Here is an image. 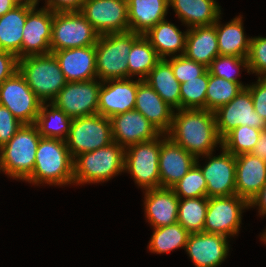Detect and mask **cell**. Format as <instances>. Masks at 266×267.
I'll return each mask as SVG.
<instances>
[{"instance_id": "cell-43", "label": "cell", "mask_w": 266, "mask_h": 267, "mask_svg": "<svg viewBox=\"0 0 266 267\" xmlns=\"http://www.w3.org/2000/svg\"><path fill=\"white\" fill-rule=\"evenodd\" d=\"M23 123L16 119L10 110L0 105V148L21 128Z\"/></svg>"}, {"instance_id": "cell-29", "label": "cell", "mask_w": 266, "mask_h": 267, "mask_svg": "<svg viewBox=\"0 0 266 267\" xmlns=\"http://www.w3.org/2000/svg\"><path fill=\"white\" fill-rule=\"evenodd\" d=\"M187 31L182 33L174 24L166 20L158 22L149 29L144 37L150 42L161 59L181 51L184 55Z\"/></svg>"}, {"instance_id": "cell-2", "label": "cell", "mask_w": 266, "mask_h": 267, "mask_svg": "<svg viewBox=\"0 0 266 267\" xmlns=\"http://www.w3.org/2000/svg\"><path fill=\"white\" fill-rule=\"evenodd\" d=\"M73 161L66 141L41 137L32 174L25 180L32 184L68 185L73 183Z\"/></svg>"}, {"instance_id": "cell-46", "label": "cell", "mask_w": 266, "mask_h": 267, "mask_svg": "<svg viewBox=\"0 0 266 267\" xmlns=\"http://www.w3.org/2000/svg\"><path fill=\"white\" fill-rule=\"evenodd\" d=\"M85 0H47L45 8L53 12L80 11Z\"/></svg>"}, {"instance_id": "cell-20", "label": "cell", "mask_w": 266, "mask_h": 267, "mask_svg": "<svg viewBox=\"0 0 266 267\" xmlns=\"http://www.w3.org/2000/svg\"><path fill=\"white\" fill-rule=\"evenodd\" d=\"M227 240L220 234L190 233L185 249L196 267H218L228 255Z\"/></svg>"}, {"instance_id": "cell-26", "label": "cell", "mask_w": 266, "mask_h": 267, "mask_svg": "<svg viewBox=\"0 0 266 267\" xmlns=\"http://www.w3.org/2000/svg\"><path fill=\"white\" fill-rule=\"evenodd\" d=\"M168 7V0H127L130 31L144 35L165 20Z\"/></svg>"}, {"instance_id": "cell-11", "label": "cell", "mask_w": 266, "mask_h": 267, "mask_svg": "<svg viewBox=\"0 0 266 267\" xmlns=\"http://www.w3.org/2000/svg\"><path fill=\"white\" fill-rule=\"evenodd\" d=\"M248 207L249 203L236 194L209 197L203 232L227 237L238 234L242 210Z\"/></svg>"}, {"instance_id": "cell-27", "label": "cell", "mask_w": 266, "mask_h": 267, "mask_svg": "<svg viewBox=\"0 0 266 267\" xmlns=\"http://www.w3.org/2000/svg\"><path fill=\"white\" fill-rule=\"evenodd\" d=\"M168 4L190 28L213 25L221 14L215 0H168Z\"/></svg>"}, {"instance_id": "cell-15", "label": "cell", "mask_w": 266, "mask_h": 267, "mask_svg": "<svg viewBox=\"0 0 266 267\" xmlns=\"http://www.w3.org/2000/svg\"><path fill=\"white\" fill-rule=\"evenodd\" d=\"M222 154L211 158L212 153L204 155L209 158V162L202 167L201 172L207 182V198L231 196L236 194V159L233 154L222 148ZM202 167V168H201Z\"/></svg>"}, {"instance_id": "cell-38", "label": "cell", "mask_w": 266, "mask_h": 267, "mask_svg": "<svg viewBox=\"0 0 266 267\" xmlns=\"http://www.w3.org/2000/svg\"><path fill=\"white\" fill-rule=\"evenodd\" d=\"M208 69L196 79L180 83L181 109H206Z\"/></svg>"}, {"instance_id": "cell-47", "label": "cell", "mask_w": 266, "mask_h": 267, "mask_svg": "<svg viewBox=\"0 0 266 267\" xmlns=\"http://www.w3.org/2000/svg\"><path fill=\"white\" fill-rule=\"evenodd\" d=\"M258 206L259 214L266 215V183L258 194L249 202V207Z\"/></svg>"}, {"instance_id": "cell-16", "label": "cell", "mask_w": 266, "mask_h": 267, "mask_svg": "<svg viewBox=\"0 0 266 267\" xmlns=\"http://www.w3.org/2000/svg\"><path fill=\"white\" fill-rule=\"evenodd\" d=\"M137 88L138 80L134 81L130 78L102 81L98 98V114L110 119L114 115L134 110Z\"/></svg>"}, {"instance_id": "cell-8", "label": "cell", "mask_w": 266, "mask_h": 267, "mask_svg": "<svg viewBox=\"0 0 266 267\" xmlns=\"http://www.w3.org/2000/svg\"><path fill=\"white\" fill-rule=\"evenodd\" d=\"M113 142L111 120L100 114L73 118L66 144L76 156L103 148Z\"/></svg>"}, {"instance_id": "cell-48", "label": "cell", "mask_w": 266, "mask_h": 267, "mask_svg": "<svg viewBox=\"0 0 266 267\" xmlns=\"http://www.w3.org/2000/svg\"><path fill=\"white\" fill-rule=\"evenodd\" d=\"M251 153L266 163V129L261 130L260 138Z\"/></svg>"}, {"instance_id": "cell-35", "label": "cell", "mask_w": 266, "mask_h": 267, "mask_svg": "<svg viewBox=\"0 0 266 267\" xmlns=\"http://www.w3.org/2000/svg\"><path fill=\"white\" fill-rule=\"evenodd\" d=\"M207 206V197L179 198L177 222L189 233L203 232Z\"/></svg>"}, {"instance_id": "cell-13", "label": "cell", "mask_w": 266, "mask_h": 267, "mask_svg": "<svg viewBox=\"0 0 266 267\" xmlns=\"http://www.w3.org/2000/svg\"><path fill=\"white\" fill-rule=\"evenodd\" d=\"M101 82L97 79L67 82L52 103L71 118L98 114Z\"/></svg>"}, {"instance_id": "cell-44", "label": "cell", "mask_w": 266, "mask_h": 267, "mask_svg": "<svg viewBox=\"0 0 266 267\" xmlns=\"http://www.w3.org/2000/svg\"><path fill=\"white\" fill-rule=\"evenodd\" d=\"M252 96L254 110L266 123V77H258L256 84L246 86Z\"/></svg>"}, {"instance_id": "cell-10", "label": "cell", "mask_w": 266, "mask_h": 267, "mask_svg": "<svg viewBox=\"0 0 266 267\" xmlns=\"http://www.w3.org/2000/svg\"><path fill=\"white\" fill-rule=\"evenodd\" d=\"M41 104L19 71L0 85V105L23 124H35Z\"/></svg>"}, {"instance_id": "cell-40", "label": "cell", "mask_w": 266, "mask_h": 267, "mask_svg": "<svg viewBox=\"0 0 266 267\" xmlns=\"http://www.w3.org/2000/svg\"><path fill=\"white\" fill-rule=\"evenodd\" d=\"M240 66L247 68L249 73V64L247 57H236L229 55H218L214 58L207 68L211 75L226 79L227 81L241 83L237 76H239ZM238 71V72H235Z\"/></svg>"}, {"instance_id": "cell-4", "label": "cell", "mask_w": 266, "mask_h": 267, "mask_svg": "<svg viewBox=\"0 0 266 267\" xmlns=\"http://www.w3.org/2000/svg\"><path fill=\"white\" fill-rule=\"evenodd\" d=\"M41 135L35 124H23L0 148L2 172L14 179L26 180L34 170L36 150Z\"/></svg>"}, {"instance_id": "cell-7", "label": "cell", "mask_w": 266, "mask_h": 267, "mask_svg": "<svg viewBox=\"0 0 266 267\" xmlns=\"http://www.w3.org/2000/svg\"><path fill=\"white\" fill-rule=\"evenodd\" d=\"M99 36L80 11L53 12L51 53L95 45Z\"/></svg>"}, {"instance_id": "cell-12", "label": "cell", "mask_w": 266, "mask_h": 267, "mask_svg": "<svg viewBox=\"0 0 266 267\" xmlns=\"http://www.w3.org/2000/svg\"><path fill=\"white\" fill-rule=\"evenodd\" d=\"M80 13L99 35L127 32V0H85Z\"/></svg>"}, {"instance_id": "cell-5", "label": "cell", "mask_w": 266, "mask_h": 267, "mask_svg": "<svg viewBox=\"0 0 266 267\" xmlns=\"http://www.w3.org/2000/svg\"><path fill=\"white\" fill-rule=\"evenodd\" d=\"M18 71L42 103L48 100L52 102L67 84L59 63L52 53L18 59Z\"/></svg>"}, {"instance_id": "cell-24", "label": "cell", "mask_w": 266, "mask_h": 267, "mask_svg": "<svg viewBox=\"0 0 266 267\" xmlns=\"http://www.w3.org/2000/svg\"><path fill=\"white\" fill-rule=\"evenodd\" d=\"M144 205L146 218L153 228L177 223L179 197L171 188L146 189Z\"/></svg>"}, {"instance_id": "cell-19", "label": "cell", "mask_w": 266, "mask_h": 267, "mask_svg": "<svg viewBox=\"0 0 266 267\" xmlns=\"http://www.w3.org/2000/svg\"><path fill=\"white\" fill-rule=\"evenodd\" d=\"M159 156L160 187L171 188L196 163V157L162 134ZM165 136V137H164Z\"/></svg>"}, {"instance_id": "cell-34", "label": "cell", "mask_w": 266, "mask_h": 267, "mask_svg": "<svg viewBox=\"0 0 266 267\" xmlns=\"http://www.w3.org/2000/svg\"><path fill=\"white\" fill-rule=\"evenodd\" d=\"M190 233L178 222L154 228L148 248L152 253H167L174 249L185 248Z\"/></svg>"}, {"instance_id": "cell-28", "label": "cell", "mask_w": 266, "mask_h": 267, "mask_svg": "<svg viewBox=\"0 0 266 267\" xmlns=\"http://www.w3.org/2000/svg\"><path fill=\"white\" fill-rule=\"evenodd\" d=\"M36 6H15L0 16V50L22 58V37L28 12Z\"/></svg>"}, {"instance_id": "cell-23", "label": "cell", "mask_w": 266, "mask_h": 267, "mask_svg": "<svg viewBox=\"0 0 266 267\" xmlns=\"http://www.w3.org/2000/svg\"><path fill=\"white\" fill-rule=\"evenodd\" d=\"M236 195L248 203L266 183V163L252 153L235 156Z\"/></svg>"}, {"instance_id": "cell-49", "label": "cell", "mask_w": 266, "mask_h": 267, "mask_svg": "<svg viewBox=\"0 0 266 267\" xmlns=\"http://www.w3.org/2000/svg\"><path fill=\"white\" fill-rule=\"evenodd\" d=\"M16 5L12 0H0V16H3L8 11L12 10Z\"/></svg>"}, {"instance_id": "cell-51", "label": "cell", "mask_w": 266, "mask_h": 267, "mask_svg": "<svg viewBox=\"0 0 266 267\" xmlns=\"http://www.w3.org/2000/svg\"><path fill=\"white\" fill-rule=\"evenodd\" d=\"M266 231V230H265ZM262 241H264L266 243V232H264L262 234V237H261Z\"/></svg>"}, {"instance_id": "cell-50", "label": "cell", "mask_w": 266, "mask_h": 267, "mask_svg": "<svg viewBox=\"0 0 266 267\" xmlns=\"http://www.w3.org/2000/svg\"><path fill=\"white\" fill-rule=\"evenodd\" d=\"M39 0H12L16 6H36Z\"/></svg>"}, {"instance_id": "cell-36", "label": "cell", "mask_w": 266, "mask_h": 267, "mask_svg": "<svg viewBox=\"0 0 266 267\" xmlns=\"http://www.w3.org/2000/svg\"><path fill=\"white\" fill-rule=\"evenodd\" d=\"M246 86L227 81L209 73L206 92V110L215 112L219 107L232 101Z\"/></svg>"}, {"instance_id": "cell-32", "label": "cell", "mask_w": 266, "mask_h": 267, "mask_svg": "<svg viewBox=\"0 0 266 267\" xmlns=\"http://www.w3.org/2000/svg\"><path fill=\"white\" fill-rule=\"evenodd\" d=\"M43 102L37 116L35 125L41 137L60 139L66 141L73 118L58 108L52 102ZM46 104V106H45ZM47 107H50L48 110Z\"/></svg>"}, {"instance_id": "cell-37", "label": "cell", "mask_w": 266, "mask_h": 267, "mask_svg": "<svg viewBox=\"0 0 266 267\" xmlns=\"http://www.w3.org/2000/svg\"><path fill=\"white\" fill-rule=\"evenodd\" d=\"M260 132V129L247 125L236 127L222 138L221 148L234 156L251 153L260 138Z\"/></svg>"}, {"instance_id": "cell-33", "label": "cell", "mask_w": 266, "mask_h": 267, "mask_svg": "<svg viewBox=\"0 0 266 267\" xmlns=\"http://www.w3.org/2000/svg\"><path fill=\"white\" fill-rule=\"evenodd\" d=\"M160 60L150 42L141 35L128 55V78L139 75V79L144 80Z\"/></svg>"}, {"instance_id": "cell-30", "label": "cell", "mask_w": 266, "mask_h": 267, "mask_svg": "<svg viewBox=\"0 0 266 267\" xmlns=\"http://www.w3.org/2000/svg\"><path fill=\"white\" fill-rule=\"evenodd\" d=\"M144 81L171 108L181 109L180 83L175 78L171 65L165 59H161L155 65Z\"/></svg>"}, {"instance_id": "cell-45", "label": "cell", "mask_w": 266, "mask_h": 267, "mask_svg": "<svg viewBox=\"0 0 266 267\" xmlns=\"http://www.w3.org/2000/svg\"><path fill=\"white\" fill-rule=\"evenodd\" d=\"M17 71V56L11 52L0 50V85Z\"/></svg>"}, {"instance_id": "cell-39", "label": "cell", "mask_w": 266, "mask_h": 267, "mask_svg": "<svg viewBox=\"0 0 266 267\" xmlns=\"http://www.w3.org/2000/svg\"><path fill=\"white\" fill-rule=\"evenodd\" d=\"M171 189L180 199L207 197V182L196 164Z\"/></svg>"}, {"instance_id": "cell-22", "label": "cell", "mask_w": 266, "mask_h": 267, "mask_svg": "<svg viewBox=\"0 0 266 267\" xmlns=\"http://www.w3.org/2000/svg\"><path fill=\"white\" fill-rule=\"evenodd\" d=\"M134 110L140 112L161 133L171 128L174 109L156 93L144 80L138 79Z\"/></svg>"}, {"instance_id": "cell-31", "label": "cell", "mask_w": 266, "mask_h": 267, "mask_svg": "<svg viewBox=\"0 0 266 267\" xmlns=\"http://www.w3.org/2000/svg\"><path fill=\"white\" fill-rule=\"evenodd\" d=\"M215 22L218 39L219 55L247 57L250 47V38L244 35L242 17L237 16L226 25Z\"/></svg>"}, {"instance_id": "cell-1", "label": "cell", "mask_w": 266, "mask_h": 267, "mask_svg": "<svg viewBox=\"0 0 266 267\" xmlns=\"http://www.w3.org/2000/svg\"><path fill=\"white\" fill-rule=\"evenodd\" d=\"M166 135L196 158L212 153L218 143L222 145L215 114L206 109H178Z\"/></svg>"}, {"instance_id": "cell-6", "label": "cell", "mask_w": 266, "mask_h": 267, "mask_svg": "<svg viewBox=\"0 0 266 267\" xmlns=\"http://www.w3.org/2000/svg\"><path fill=\"white\" fill-rule=\"evenodd\" d=\"M141 34L132 31L100 35L96 47V73L100 81L128 78V55Z\"/></svg>"}, {"instance_id": "cell-18", "label": "cell", "mask_w": 266, "mask_h": 267, "mask_svg": "<svg viewBox=\"0 0 266 267\" xmlns=\"http://www.w3.org/2000/svg\"><path fill=\"white\" fill-rule=\"evenodd\" d=\"M110 120L113 142L124 148L153 140L161 134L143 114L136 110L114 115Z\"/></svg>"}, {"instance_id": "cell-21", "label": "cell", "mask_w": 266, "mask_h": 267, "mask_svg": "<svg viewBox=\"0 0 266 267\" xmlns=\"http://www.w3.org/2000/svg\"><path fill=\"white\" fill-rule=\"evenodd\" d=\"M52 54L56 57L67 82L97 78L95 45L54 51Z\"/></svg>"}, {"instance_id": "cell-25", "label": "cell", "mask_w": 266, "mask_h": 267, "mask_svg": "<svg viewBox=\"0 0 266 267\" xmlns=\"http://www.w3.org/2000/svg\"><path fill=\"white\" fill-rule=\"evenodd\" d=\"M184 55L205 67L219 55L215 23L209 26H196L187 30Z\"/></svg>"}, {"instance_id": "cell-41", "label": "cell", "mask_w": 266, "mask_h": 267, "mask_svg": "<svg viewBox=\"0 0 266 267\" xmlns=\"http://www.w3.org/2000/svg\"><path fill=\"white\" fill-rule=\"evenodd\" d=\"M165 60L171 65L174 76L179 83L196 79L207 70V67L188 59L185 55H174L170 60L167 58Z\"/></svg>"}, {"instance_id": "cell-9", "label": "cell", "mask_w": 266, "mask_h": 267, "mask_svg": "<svg viewBox=\"0 0 266 267\" xmlns=\"http://www.w3.org/2000/svg\"><path fill=\"white\" fill-rule=\"evenodd\" d=\"M162 134L153 140L132 144L125 148L124 171H128L138 186L160 188L159 156Z\"/></svg>"}, {"instance_id": "cell-42", "label": "cell", "mask_w": 266, "mask_h": 267, "mask_svg": "<svg viewBox=\"0 0 266 267\" xmlns=\"http://www.w3.org/2000/svg\"><path fill=\"white\" fill-rule=\"evenodd\" d=\"M247 61L249 72L256 73L260 75L259 77H266V37L250 38Z\"/></svg>"}, {"instance_id": "cell-17", "label": "cell", "mask_w": 266, "mask_h": 267, "mask_svg": "<svg viewBox=\"0 0 266 267\" xmlns=\"http://www.w3.org/2000/svg\"><path fill=\"white\" fill-rule=\"evenodd\" d=\"M35 8L28 12L22 31V58L51 53L53 11L45 7L39 10Z\"/></svg>"}, {"instance_id": "cell-3", "label": "cell", "mask_w": 266, "mask_h": 267, "mask_svg": "<svg viewBox=\"0 0 266 267\" xmlns=\"http://www.w3.org/2000/svg\"><path fill=\"white\" fill-rule=\"evenodd\" d=\"M125 148L116 142L92 152L80 154L73 161V183H99L124 171Z\"/></svg>"}, {"instance_id": "cell-14", "label": "cell", "mask_w": 266, "mask_h": 267, "mask_svg": "<svg viewBox=\"0 0 266 267\" xmlns=\"http://www.w3.org/2000/svg\"><path fill=\"white\" fill-rule=\"evenodd\" d=\"M218 134L223 138L232 129L250 126L260 130L266 129V123L254 110L251 93L245 87L232 101L219 107L215 112Z\"/></svg>"}]
</instances>
